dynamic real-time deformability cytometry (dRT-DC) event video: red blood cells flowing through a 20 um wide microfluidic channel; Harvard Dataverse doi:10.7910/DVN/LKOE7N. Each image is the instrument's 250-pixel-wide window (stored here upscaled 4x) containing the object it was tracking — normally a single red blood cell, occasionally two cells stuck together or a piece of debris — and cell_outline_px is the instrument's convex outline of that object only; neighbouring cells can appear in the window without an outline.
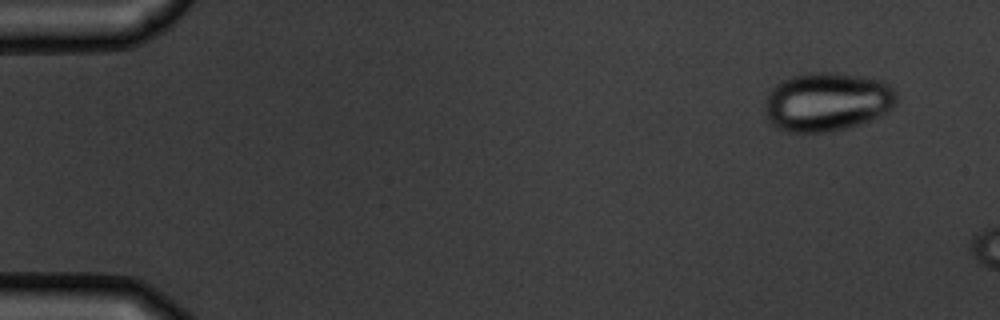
{"species": "common noctule bat (a hibernating species)", "species_latin": "Nyctalus noctula", "temperature_condition": "warm", "stored_images_in_passage": 3, "camera_frame_rate_fps": 3000, "um_per_image_px": 0.085, "animal": {"sex": "male", "body_mass_g": 19.5, "forearm_length_mm": 54.6}, "frame": {"image": 1, "passage_image": 1, "time_ms": 0.0, "image_size_px": [1000, 320], "cell_outline_px": [[896, 104], [888, 112], [860, 124], [848, 128], [824, 132], [788, 132], [772, 124], [764, 116], [764, 104], [768, 92], [776, 84], [792, 76], [808, 72], [836, 72], [884, 80], [896, 92]], "centroid_in_image_um": [70.29, 8.65], "position_along_channel_um": 14.7, "area_um2": 45.55}}